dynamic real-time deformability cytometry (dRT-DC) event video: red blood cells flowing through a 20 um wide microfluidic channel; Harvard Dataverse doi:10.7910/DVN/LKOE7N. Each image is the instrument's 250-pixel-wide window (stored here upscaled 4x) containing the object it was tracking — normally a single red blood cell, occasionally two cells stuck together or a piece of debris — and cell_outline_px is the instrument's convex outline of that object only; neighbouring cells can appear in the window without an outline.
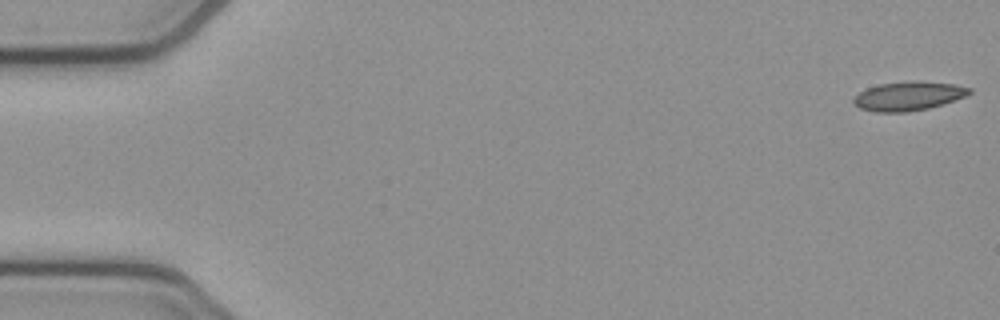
{"species": "common noctule bat (a hibernating species)", "species_latin": "Nyctalus noctula", "temperature_condition": "cold", "stored_images_in_passage": 53, "camera_frame_rate_fps": 3000, "um_per_image_px": 0.085, "animal": {"sex": "female", "body_mass_g": 21.9}, "frame": {"image": 1, "passage_image": 1, "time_ms": 0.0, "image_size_px": [1000, 320], "cell_outline_px": [[972, 92], [968, 96], [944, 104], [928, 108], [908, 112], [876, 112], [860, 108], [852, 104], [852, 100], [860, 92], [868, 88], [880, 84], [904, 80], [956, 84], [972, 88]], "centroid_in_image_um": [77.25, 8.16], "position_along_channel_um": 7.7, "area_um2": 19.77}}
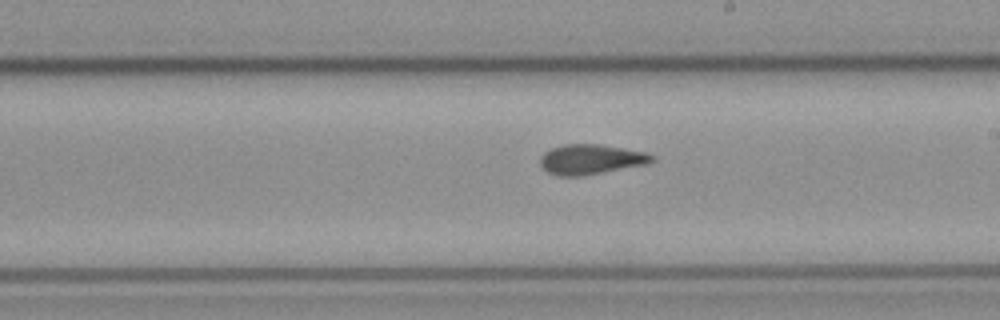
{"frame": {"image": 2, "passage_image": 30, "time_ms": 9.667, "image_size_px": [1000, 320], "cell_outline_px": [[656, 160], [648, 164], [584, 176], [560, 176], [548, 172], [540, 164], [540, 156], [544, 152], [552, 148], [564, 144], [600, 144], [648, 152], [656, 156]], "centroid_in_image_um": [50.28, 13.54], "position_along_channel_um": 238.7, "area_um2": 19.83}}
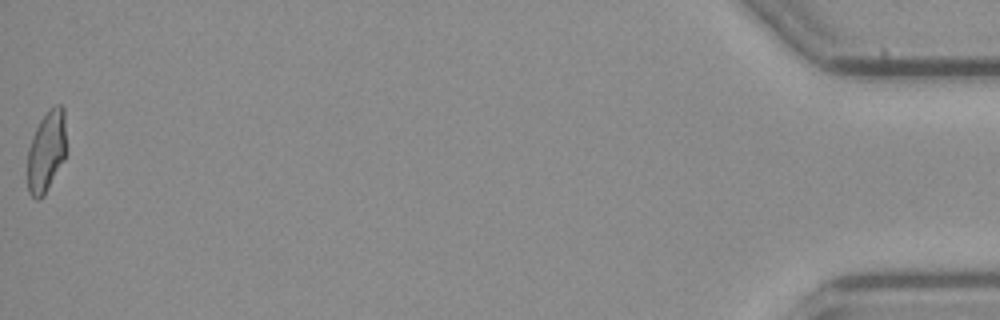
{"frame": {"image": 3, "passage_image": 53, "time_ms": 17.333, "image_size_px": [1000, 320], "cell_outline_px": [[64, 160], [44, 196], [40, 200], [36, 200], [28, 192], [28, 148], [32, 136], [40, 120], [48, 108], [56, 104], [60, 104], [64, 108]], "centroid_in_image_um": [3.92, 12.88], "position_along_channel_um": 431.3, "area_um2": 18.26}, "authors_computed_cell_mechanics": {"area_um2": 19.4208, "velocity_mm_per_s": 3.8635, "shape_relaxation_time_tau1_ms": null, "shape_relaxation_time_tau2_ms": 4.1805, "deformation_change_tau1": null, "deformation_change_tau2": 0.0785}}